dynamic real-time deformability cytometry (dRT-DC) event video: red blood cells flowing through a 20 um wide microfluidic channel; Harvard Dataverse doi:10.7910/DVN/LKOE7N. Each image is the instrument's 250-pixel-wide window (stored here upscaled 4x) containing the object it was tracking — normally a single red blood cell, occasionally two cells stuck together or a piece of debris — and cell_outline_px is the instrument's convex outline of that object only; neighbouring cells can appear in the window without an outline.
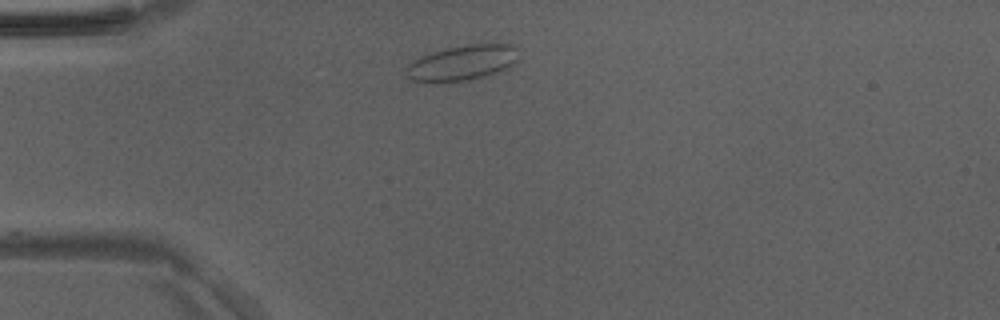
{"species": "Egyptian fruit bat (a non-hibernating species)", "species_latin": "Rousettus aegyptiacus", "temperature_condition": "room temperature", "stored_images_in_passage": 36, "camera_frame_rate_fps": 3000, "um_per_image_px": 0.085, "animal": {"sex": "male"}, "frame": {"image": 1, "passage_image": 1, "time_ms": 0.0, "image_size_px": [1000, 320], "cell_outline_px": [[516, 60], [508, 68], [500, 72], [464, 80], [436, 84], [412, 80], [404, 72], [404, 68], [408, 64], [424, 56], [448, 48], [468, 44], [512, 44], [516, 48]], "centroid_in_image_um": [39.26, 5.37], "position_along_channel_um": 45.7, "area_um2": 22.89}}
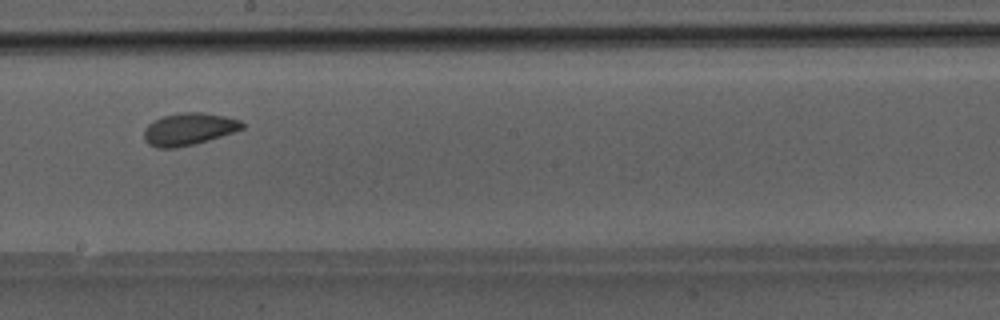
{"frame": {"image": 2, "passage_image": 16, "time_ms": 5.0, "image_size_px": [1000, 320], "cell_outline_px": [[244, 128], [196, 144], [176, 148], [156, 148], [148, 144], [144, 140], [144, 128], [148, 124], [164, 116], [184, 112], [204, 112], [224, 116], [240, 120], [244, 124]], "centroid_in_image_um": [16.02, 10.98], "position_along_channel_um": 232.2, "area_um2": 18.38}}
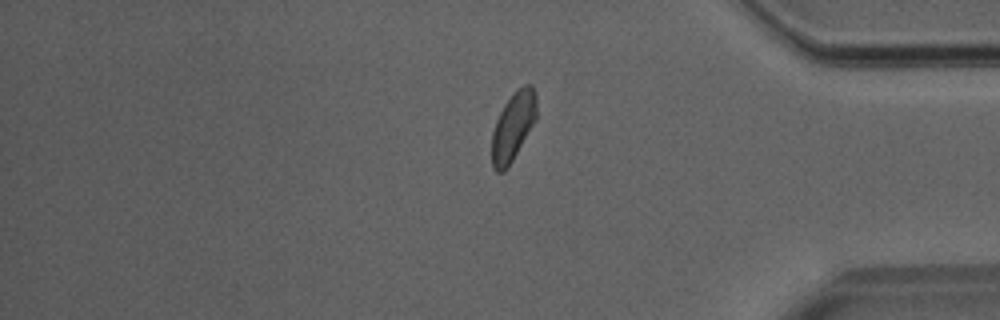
{"frame": {"image": 3, "passage_image": 29, "time_ms": 9.333, "image_size_px": [1000, 320], "cell_outline_px": [[536, 120], [508, 168], [504, 172], [496, 172], [492, 168], [492, 132], [496, 120], [504, 104], [516, 88], [524, 84], [532, 84], [536, 92]], "centroid_in_image_um": [43.61, 10.73], "position_along_channel_um": 391.6, "area_um2": 18.09}}